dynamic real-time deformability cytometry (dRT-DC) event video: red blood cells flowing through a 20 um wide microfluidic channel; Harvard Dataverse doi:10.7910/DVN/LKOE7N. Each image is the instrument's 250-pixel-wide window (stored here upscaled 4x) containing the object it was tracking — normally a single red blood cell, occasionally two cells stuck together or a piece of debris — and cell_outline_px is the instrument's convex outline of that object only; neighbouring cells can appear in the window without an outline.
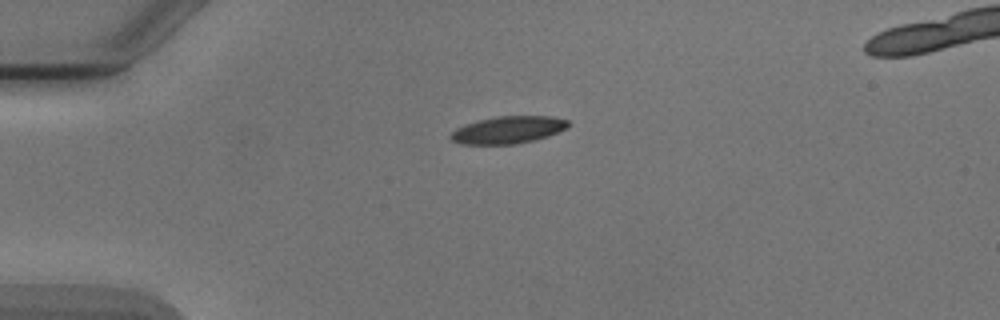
{"species": "Egyptian fruit bat (a non-hibernating species)", "species_latin": "Rousettus aegyptiacus", "temperature_condition": "cold", "stored_images_in_passage": 3, "camera_frame_rate_fps": 3000, "um_per_image_px": 0.085, "animal": {"sex": "male"}, "frame": {"image": 1, "passage_image": 1, "time_ms": 0.0, "image_size_px": [1000, 320], "cell_outline_px": [[568, 128], [548, 136], [532, 140], [512, 144], [460, 144], [452, 140], [448, 136], [456, 128], [464, 124], [496, 116], [548, 116], [568, 120]], "centroid_in_image_um": [43.16, 11.03], "position_along_channel_um": 41.8, "area_um2": 18.55}}